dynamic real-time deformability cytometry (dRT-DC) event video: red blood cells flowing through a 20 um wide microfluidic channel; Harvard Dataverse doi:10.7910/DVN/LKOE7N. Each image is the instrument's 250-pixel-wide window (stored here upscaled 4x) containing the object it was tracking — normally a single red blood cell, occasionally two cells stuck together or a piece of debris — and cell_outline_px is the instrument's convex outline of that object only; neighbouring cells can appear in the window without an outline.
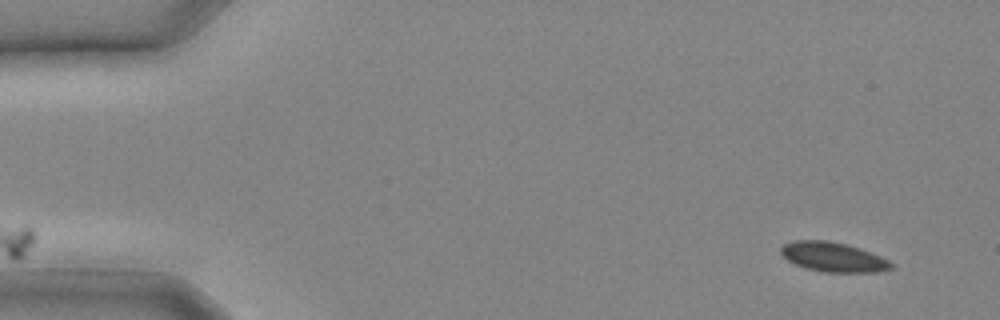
{"species": "common noctule bat (a hibernating species)", "species_latin": "Nyctalus noctula", "temperature_condition": "cold", "stored_images_in_passage": 25, "camera_frame_rate_fps": 3000, "um_per_image_px": 0.085, "animal": {"sex": "male", "body_mass_g": 20.4}, "frame": {"image": 1, "passage_image": 1, "time_ms": 0.0, "image_size_px": [1000, 320], "cell_outline_px": [[896, 264], [892, 268], [876, 272], [824, 272], [804, 268], [788, 260], [780, 252], [780, 248], [784, 244], [792, 240], [828, 240], [848, 244], [880, 256]], "centroid_in_image_um": [70.82, 21.84], "position_along_channel_um": 14.2, "area_um2": 19.07}}
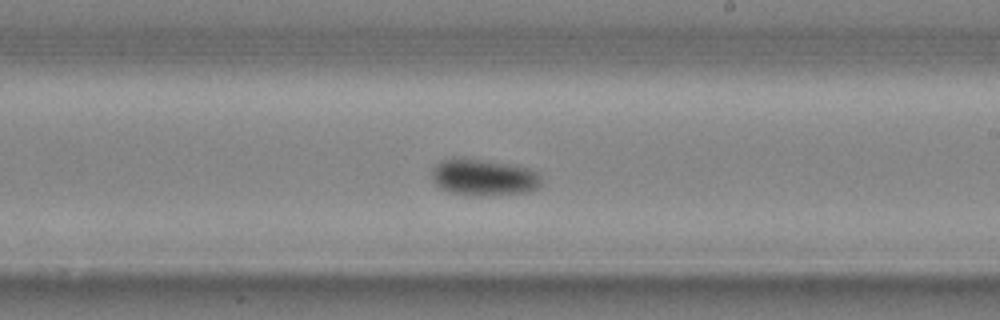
{"frame": {"image": 2, "passage_image": 15, "time_ms": 4.667, "image_size_px": [1000, 320], "cell_outline_px": [[540, 188], [528, 192], [476, 196], [448, 192], [440, 188], [432, 180], [432, 168], [440, 160], [452, 156], [464, 156], [516, 164], [528, 168], [536, 172], [540, 176]], "centroid_in_image_um": [41.07, 15.03], "position_along_channel_um": 247.9, "area_um2": 24.16}}
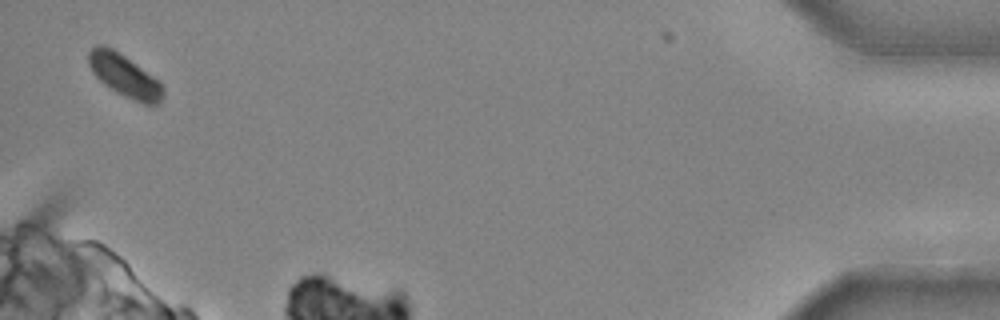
{"frame": {"image": 3, "passage_image": 25, "time_ms": 8.0, "image_size_px": [1000, 320], "cell_outline_px": [[164, 92], [160, 100], [156, 104], [144, 104], [132, 100], [124, 96], [104, 84], [92, 72], [88, 64], [88, 52], [96, 44], [104, 44], [112, 48], [160, 80], [164, 88]], "centroid_in_image_um": [10.58, 6.42], "position_along_channel_um": 424.6, "area_um2": 18.38}}